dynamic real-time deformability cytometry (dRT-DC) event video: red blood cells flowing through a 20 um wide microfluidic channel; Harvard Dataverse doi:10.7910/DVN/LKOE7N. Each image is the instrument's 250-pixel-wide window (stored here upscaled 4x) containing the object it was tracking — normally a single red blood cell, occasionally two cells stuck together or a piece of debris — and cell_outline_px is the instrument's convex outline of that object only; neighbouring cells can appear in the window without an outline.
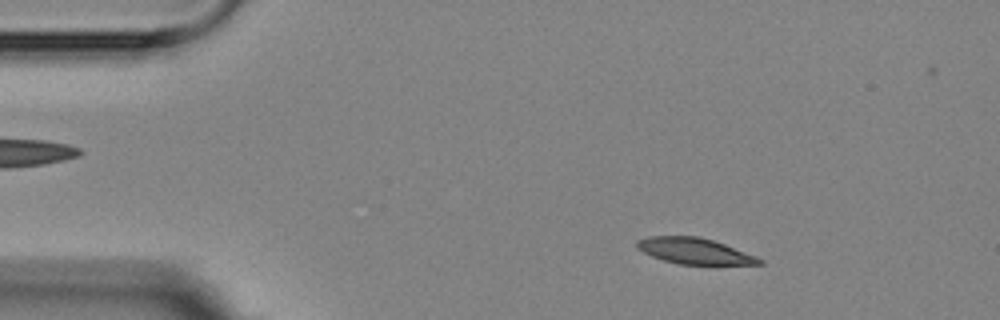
{"species": "Egyptian fruit bat (a non-hibernating species)", "species_latin": "Rousettus aegyptiacus", "temperature_condition": "room temperature", "stored_images_in_passage": 4, "camera_frame_rate_fps": 3000, "um_per_image_px": 0.085, "animal": {"sex": "female"}, "frame": {"image": 1, "passage_image": 2, "time_ms": 1.333, "image_size_px": [1000, 320], "cell_outline_px": [[764, 264], [680, 264], [664, 260], [652, 256], [636, 248], [636, 240], [648, 236], [700, 236], [724, 244], [756, 256], [764, 260]], "centroid_in_image_um": [59.01, 21.32], "position_along_channel_um": 26.0, "area_um2": 18.38}}